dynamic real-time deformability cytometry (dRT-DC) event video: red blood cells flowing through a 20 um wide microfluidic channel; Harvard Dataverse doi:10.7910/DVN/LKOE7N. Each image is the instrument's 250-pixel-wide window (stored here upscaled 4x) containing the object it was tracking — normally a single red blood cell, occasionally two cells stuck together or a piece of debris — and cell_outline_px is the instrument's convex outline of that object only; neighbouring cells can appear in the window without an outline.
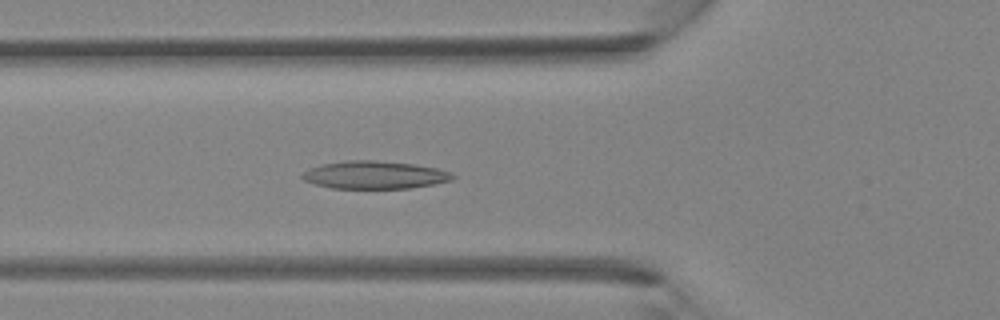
{"species": "Egyptian fruit bat (a non-hibernating species)", "species_latin": "Rousettus aegyptiacus", "temperature_condition": "room temperature", "stored_images_in_passage": 40, "camera_frame_rate_fps": 3000, "um_per_image_px": 0.085, "animal": {"sex": "female"}, "frame": {"image": 1, "passage_image": 14, "time_ms": 4.333, "image_size_px": [1000, 320], "cell_outline_px": [[456, 176], [452, 180], [432, 184], [408, 188], [332, 188], [312, 184], [304, 180], [300, 176], [308, 168], [320, 164], [348, 160], [372, 160], [412, 164], [436, 168], [448, 172]], "centroid_in_image_um": [31.77, 14.87], "position_along_channel_um": 94.0, "area_um2": 24.22}}
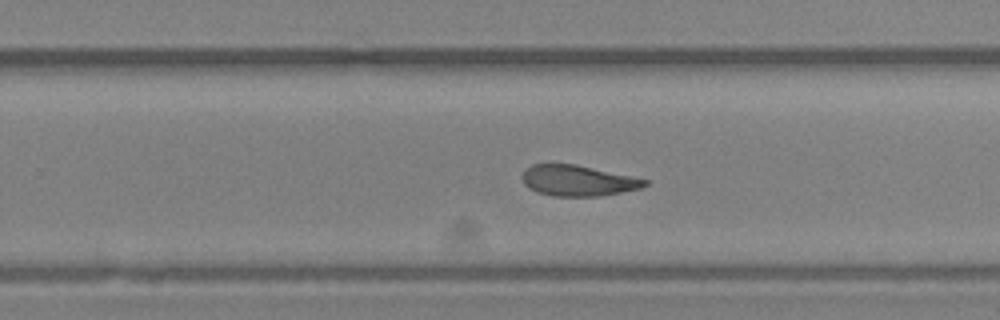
{"frame": {"image": 2, "passage_image": 25, "time_ms": 8.0, "image_size_px": [1000, 320], "cell_outline_px": [[648, 184], [640, 188], [600, 196], [552, 196], [536, 192], [524, 184], [524, 168], [532, 164], [576, 164], [632, 176], [648, 180]], "centroid_in_image_um": [49.12, 15.35], "position_along_channel_um": 280.7, "area_um2": 21.85}}
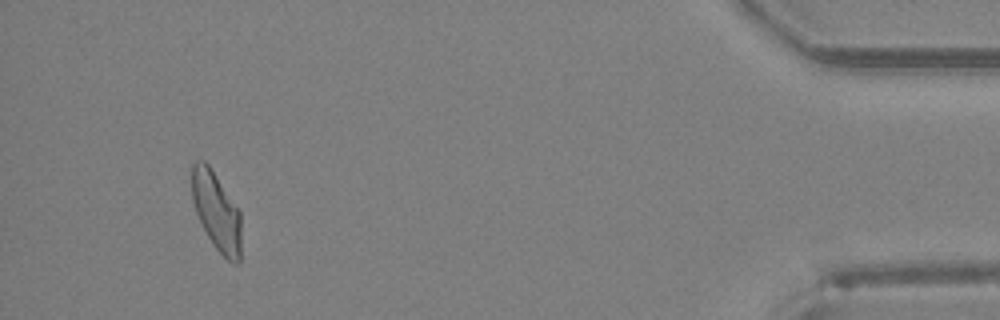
{"frame": {"image": 3, "passage_image": 37, "time_ms": 12.0, "image_size_px": [1000, 320], "cell_outline_px": [[240, 260], [236, 264], [232, 264], [212, 244], [196, 212], [192, 200], [192, 164], [196, 160], [204, 160], [208, 164], [240, 212]], "centroid_in_image_um": [18.39, 17.97], "position_along_channel_um": 416.8, "area_um2": 22.14}}